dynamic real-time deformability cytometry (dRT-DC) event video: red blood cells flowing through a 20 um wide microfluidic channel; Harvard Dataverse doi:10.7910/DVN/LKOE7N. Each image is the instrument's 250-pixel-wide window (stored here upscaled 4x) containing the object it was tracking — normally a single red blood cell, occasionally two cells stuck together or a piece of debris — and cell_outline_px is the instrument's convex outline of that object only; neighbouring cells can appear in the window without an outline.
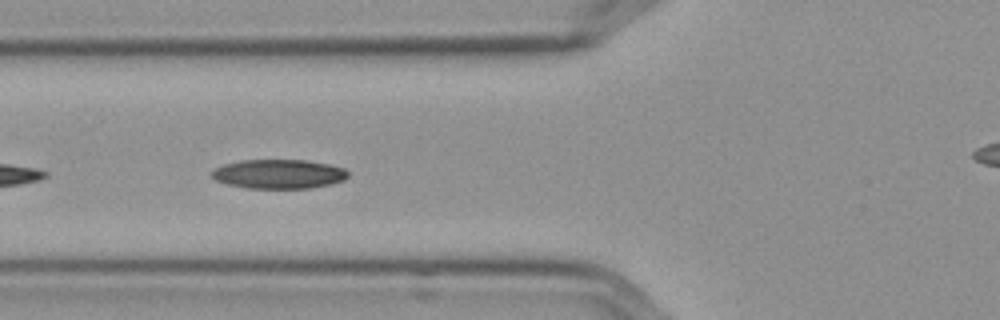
{"species": "Egyptian fruit bat (a non-hibernating species)", "species_latin": "Rousettus aegyptiacus", "temperature_condition": "cold", "stored_images_in_passage": 28, "camera_frame_rate_fps": 3000, "um_per_image_px": 0.085, "frame": {"image": 1, "passage_image": 5, "time_ms": 1.333, "image_size_px": [1000, 320], "cell_outline_px": [[348, 176], [344, 180], [332, 184], [312, 188], [248, 188], [228, 184], [216, 180], [212, 176], [212, 172], [216, 168], [224, 164], [240, 160], [308, 160], [328, 164], [344, 168], [348, 172]], "centroid_in_image_um": [23.73, 14.79], "position_along_channel_um": 102.1, "area_um2": 23.18}}
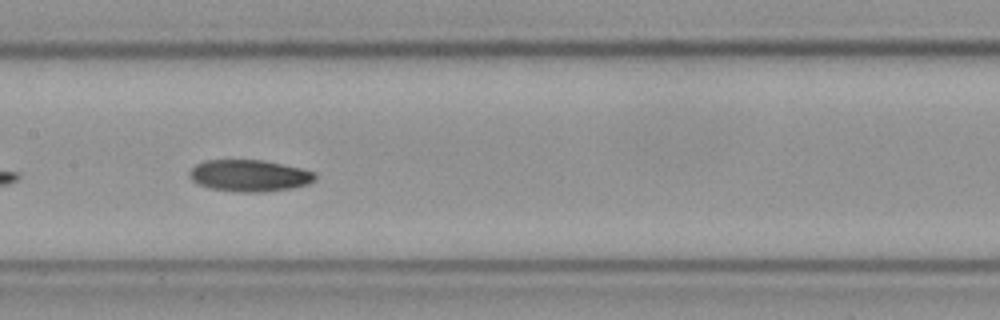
{"frame": {"image": 2, "passage_image": 12, "time_ms": 3.667, "image_size_px": [1000, 320], "cell_outline_px": [[316, 180], [308, 184], [292, 188], [264, 192], [236, 192], [212, 188], [200, 184], [192, 180], [192, 168], [196, 164], [204, 160], [264, 160], [300, 168], [316, 172]], "centroid_in_image_um": [21.26, 14.93], "position_along_channel_um": 186.1, "area_um2": 23.06}}
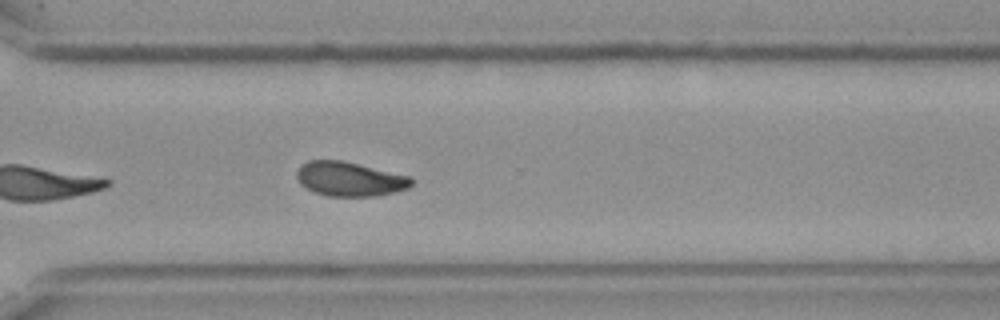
{"frame": {"image": 3, "passage_image": 25, "time_ms": 8.0, "image_size_px": [1000, 320], "cell_outline_px": [[412, 184], [408, 188], [396, 192], [376, 196], [328, 196], [316, 192], [300, 184], [296, 176], [296, 172], [300, 164], [308, 160], [340, 160], [412, 176]], "centroid_in_image_um": [29.73, 15.21], "position_along_channel_um": 340.9, "area_um2": 23.0}, "authors_computed_cell_mechanics": {"area_um2": 23.0044, "velocity_mm_per_s": 3.5747, "shape_relaxation_time_tau1_ms": 9.7604, "shape_relaxation_time_tau2_ms": 4.7576, "deformation_change_tau1": 0.187, "deformation_change_tau2": 0.0923}}